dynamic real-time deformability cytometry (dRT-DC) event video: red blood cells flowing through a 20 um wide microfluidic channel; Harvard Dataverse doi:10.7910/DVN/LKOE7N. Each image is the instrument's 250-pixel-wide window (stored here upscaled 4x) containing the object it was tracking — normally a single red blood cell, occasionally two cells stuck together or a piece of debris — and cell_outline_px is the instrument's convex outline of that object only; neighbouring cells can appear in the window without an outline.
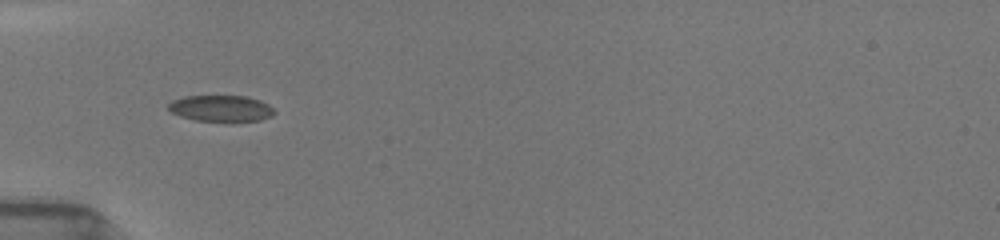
{"species": "common noctule bat (a hibernating species)", "species_latin": "Nyctalus noctula", "temperature_condition": "room temperature", "stored_images_in_passage": 37, "camera_frame_rate_fps": 3000, "um_per_image_px": 0.085, "animal": {"sex": "female", "body_mass_g": 19.5, "forearm_length_mm": 54.1}, "frame": {"image": 1, "passage_image": 3, "time_ms": 0.667, "image_size_px": [1000, 240], "cell_outline_px": [[276, 112], [272, 116], [260, 120], [196, 120], [180, 116], [172, 112], [168, 108], [168, 104], [172, 100], [184, 96], [244, 96], [260, 100], [268, 104]], "centroid_in_image_um": [18.78, 9.19], "position_along_channel_um": 66.2, "area_um2": 15.9}}
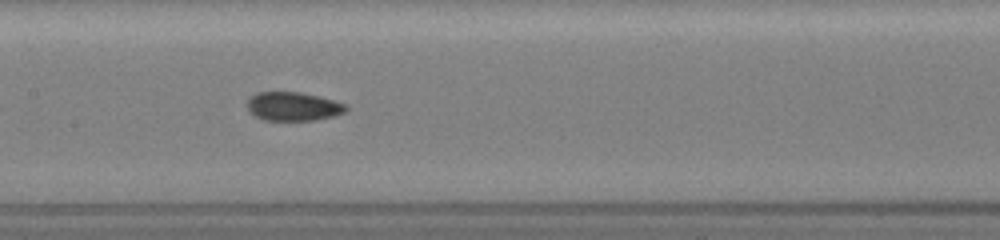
{"frame": {"image": 2, "passage_image": 12, "time_ms": 3.667, "image_size_px": [1000, 240], "cell_outline_px": [[348, 108], [344, 112], [332, 116], [316, 120], [260, 120], [248, 112], [248, 100], [256, 92], [300, 92], [348, 104]], "centroid_in_image_um": [24.89, 9.05], "position_along_channel_um": 182.5, "area_um2": 16.53}}
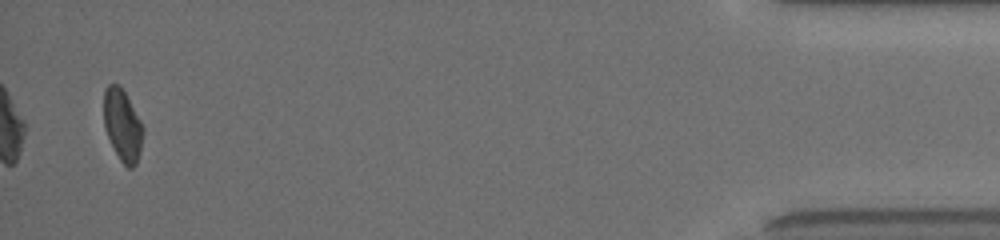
{"frame": {"image": 3, "passage_image": 36, "time_ms": 11.667, "image_size_px": [1000, 240], "cell_outline_px": [[144, 132], [140, 152], [136, 164], [132, 168], [128, 168], [120, 160], [104, 128], [104, 92], [108, 84], [120, 84], [140, 120], [144, 128]], "centroid_in_image_um": [10.42, 10.64], "position_along_channel_um": 424.8, "area_um2": 16.3}, "authors_computed_cell_mechanics": {"area_um2": 16.5886, "velocity_mm_per_s": 3.9578, "shape_relaxation_time_tau1_ms": 4.6024, "shape_relaxation_time_tau2_ms": 1.168, "deformation_change_tau1": 0.1356, "deformation_change_tau2": 0.0639}}